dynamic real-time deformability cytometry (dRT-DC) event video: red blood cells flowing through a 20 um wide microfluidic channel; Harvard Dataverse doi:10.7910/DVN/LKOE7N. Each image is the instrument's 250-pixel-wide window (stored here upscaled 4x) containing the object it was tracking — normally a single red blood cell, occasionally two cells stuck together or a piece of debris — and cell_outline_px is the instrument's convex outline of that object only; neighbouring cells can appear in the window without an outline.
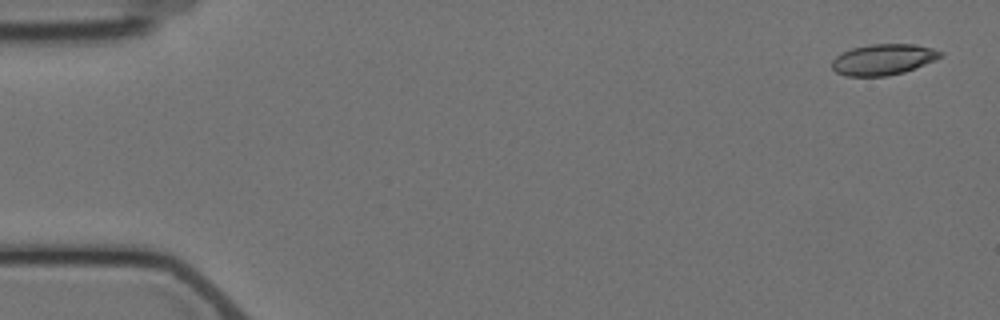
{"species": "Egyptian fruit bat (a non-hibernating species)", "species_latin": "Rousettus aegyptiacus", "temperature_condition": "cold", "stored_images_in_passage": 11, "camera_frame_rate_fps": 3000, "um_per_image_px": 0.085, "animal": {"sex": "female"}, "frame": {"image": 1, "passage_image": 1, "time_ms": 0.0, "image_size_px": [1000, 320], "cell_outline_px": [[944, 56], [936, 60], [904, 72], [888, 76], [848, 76], [836, 72], [832, 68], [832, 60], [836, 56], [852, 48], [872, 44], [912, 44], [932, 48], [944, 52]], "centroid_in_image_um": [75.11, 5.06], "position_along_channel_um": 9.9, "area_um2": 19.54}}
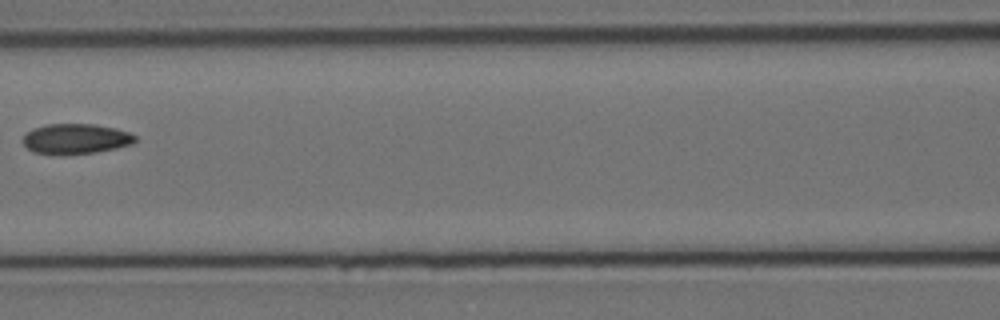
{"frame": {"image": 2, "passage_image": 7, "time_ms": 8.0, "image_size_px": [1000, 320], "cell_outline_px": [[136, 140], [132, 144], [116, 148], [96, 152], [32, 152], [24, 144], [24, 136], [32, 128], [48, 124], [92, 124], [116, 128], [128, 132], [136, 136]], "centroid_in_image_um": [6.48, 11.76], "position_along_channel_um": 160.1, "area_um2": 19.02}}
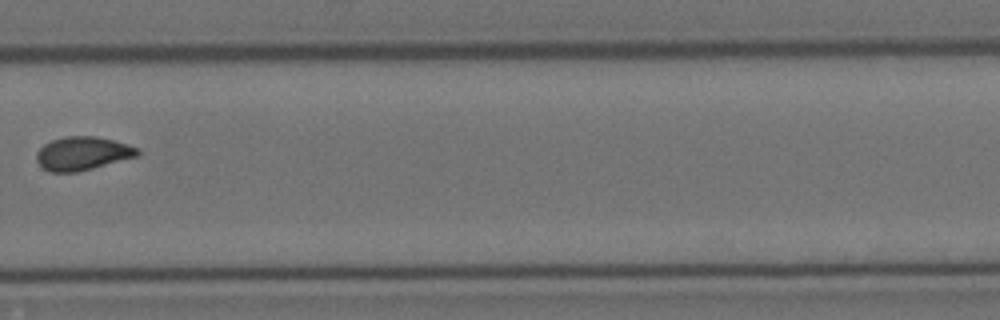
{"frame": {"image": 3, "passage_image": 11, "time_ms": 12.667, "image_size_px": [1000, 320], "cell_outline_px": [[140, 152], [136, 156], [92, 168], [76, 172], [52, 172], [44, 168], [36, 160], [36, 152], [44, 144], [52, 140], [64, 136], [96, 136], [128, 144], [140, 148]], "centroid_in_image_um": [7.0, 13.03], "position_along_channel_um": 322.8, "area_um2": 19.54}}